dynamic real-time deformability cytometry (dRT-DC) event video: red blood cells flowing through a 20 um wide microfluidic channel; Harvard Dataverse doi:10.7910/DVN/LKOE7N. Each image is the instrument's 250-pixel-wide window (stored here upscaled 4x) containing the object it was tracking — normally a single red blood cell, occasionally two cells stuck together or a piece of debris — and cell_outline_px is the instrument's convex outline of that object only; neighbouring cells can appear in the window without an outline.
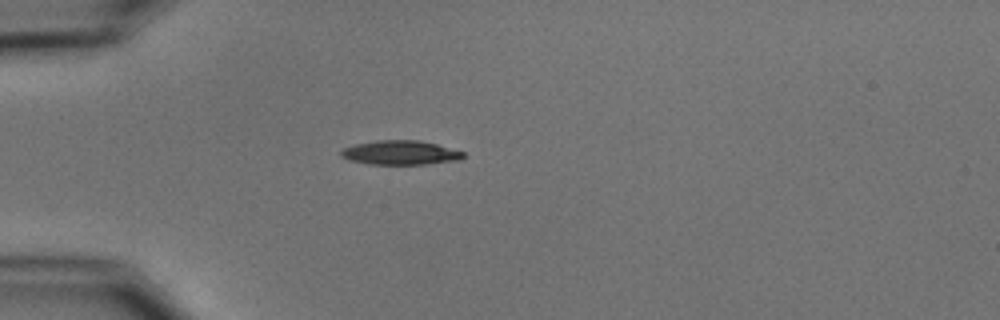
{"species": "common noctule bat (a hibernating species)", "species_latin": "Nyctalus noctula", "temperature_condition": "cold", "stored_images_in_passage": 4, "camera_frame_rate_fps": 3000, "um_per_image_px": 0.085, "animal": {"sex": "male", "body_mass_g": 15.6}, "frame": {"image": 1, "passage_image": 4, "time_ms": 3.333, "image_size_px": [1000, 320], "cell_outline_px": [[464, 156], [460, 160], [424, 164], [368, 164], [352, 160], [340, 156], [340, 152], [344, 148], [356, 144], [376, 140], [420, 140], [436, 144], [464, 152]], "centroid_in_image_um": [34.04, 12.97], "position_along_channel_um": 51.0, "area_um2": 17.11}}